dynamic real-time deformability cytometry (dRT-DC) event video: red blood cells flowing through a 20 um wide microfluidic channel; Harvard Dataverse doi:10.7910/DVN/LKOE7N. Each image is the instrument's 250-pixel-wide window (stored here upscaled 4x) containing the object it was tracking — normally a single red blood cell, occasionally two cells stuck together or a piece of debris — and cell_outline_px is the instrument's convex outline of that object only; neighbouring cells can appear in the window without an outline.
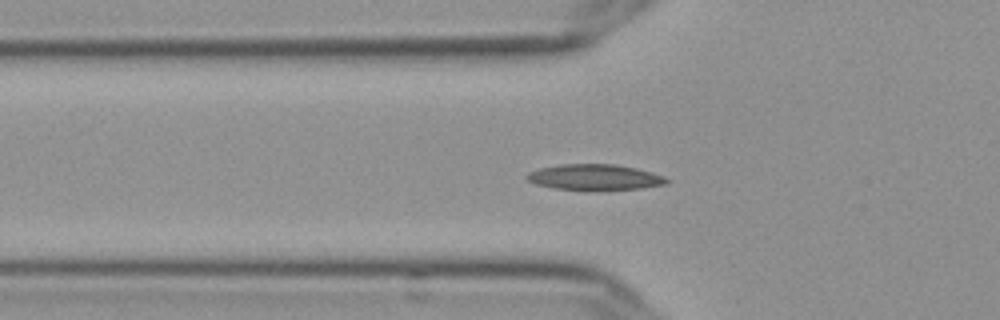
{"species": "Egyptian fruit bat (a non-hibernating species)", "species_latin": "Rousettus aegyptiacus", "temperature_condition": "cold", "stored_images_in_passage": 44, "camera_frame_rate_fps": 3000, "um_per_image_px": 0.085, "frame": {"image": 1, "passage_image": 6, "time_ms": 1.667, "image_size_px": [1000, 320], "cell_outline_px": [[668, 184], [640, 188], [592, 192], [588, 192], [552, 188], [536, 184], [528, 180], [524, 176], [528, 172], [540, 168], [560, 164], [616, 164], [636, 168], [652, 172], [664, 176], [668, 180]], "centroid_in_image_um": [50.54, 15.09], "position_along_channel_um": 75.3, "area_um2": 21.68}}
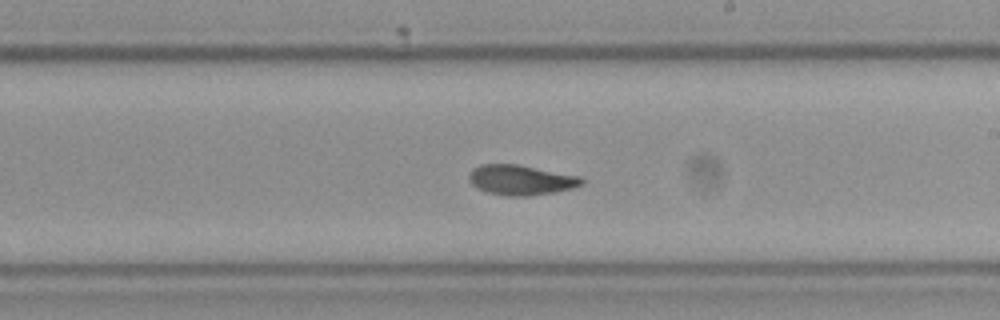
{"frame": {"image": 2, "passage_image": 20, "time_ms": 6.333, "image_size_px": [1000, 320], "cell_outline_px": [[584, 184], [572, 188], [556, 192], [528, 196], [508, 196], [488, 192], [472, 184], [468, 176], [472, 168], [484, 164], [516, 164], [580, 176], [584, 180]], "centroid_in_image_um": [44.3, 15.3], "position_along_channel_um": 244.7, "area_um2": 19.59}}
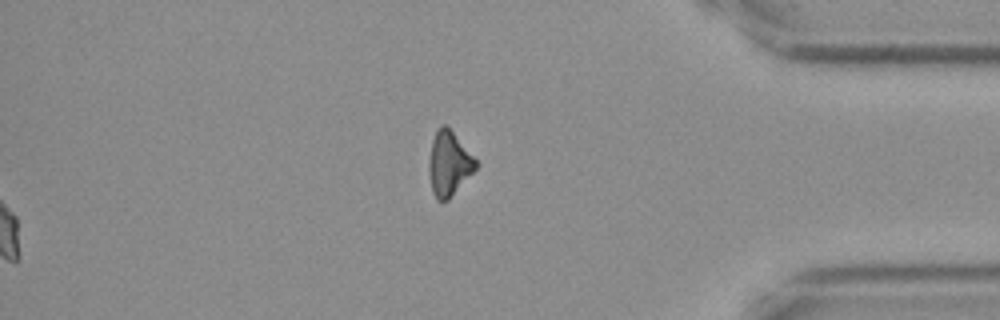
{"frame": {"image": 3, "passage_image": 44, "time_ms": 14.333, "image_size_px": [1000, 320], "cell_outline_px": [[480, 164], [448, 200], [436, 200], [432, 192], [428, 172], [428, 164], [432, 140], [440, 124], [444, 124], [452, 132]], "centroid_in_image_um": [38.14, 13.93], "position_along_channel_um": 397.1, "area_um2": 17.4}, "authors_computed_cell_mechanics": {"area_um2": 19.1607, "velocity_mm_per_s": 3.6239, "shape_relaxation_time_tau1_ms": 5.1698, "shape_relaxation_time_tau2_ms": 2.771, "deformation_change_tau1": 0.1563, "deformation_change_tau2": 0.0731}}